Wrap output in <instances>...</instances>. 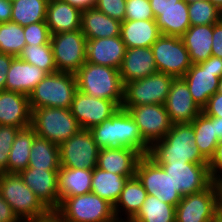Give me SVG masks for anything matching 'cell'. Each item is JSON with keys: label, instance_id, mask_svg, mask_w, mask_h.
I'll list each match as a JSON object with an SVG mask.
<instances>
[{"label": "cell", "instance_id": "1", "mask_svg": "<svg viewBox=\"0 0 222 222\" xmlns=\"http://www.w3.org/2000/svg\"><path fill=\"white\" fill-rule=\"evenodd\" d=\"M148 156L157 164H208L197 148L191 123L173 124L163 139L150 146Z\"/></svg>", "mask_w": 222, "mask_h": 222}, {"label": "cell", "instance_id": "2", "mask_svg": "<svg viewBox=\"0 0 222 222\" xmlns=\"http://www.w3.org/2000/svg\"><path fill=\"white\" fill-rule=\"evenodd\" d=\"M89 131L99 148L128 147L142 155L149 153L150 146L143 140L134 119L122 108Z\"/></svg>", "mask_w": 222, "mask_h": 222}, {"label": "cell", "instance_id": "3", "mask_svg": "<svg viewBox=\"0 0 222 222\" xmlns=\"http://www.w3.org/2000/svg\"><path fill=\"white\" fill-rule=\"evenodd\" d=\"M75 77L80 92L94 98L112 100L122 106L124 84L118 69L85 62Z\"/></svg>", "mask_w": 222, "mask_h": 222}, {"label": "cell", "instance_id": "4", "mask_svg": "<svg viewBox=\"0 0 222 222\" xmlns=\"http://www.w3.org/2000/svg\"><path fill=\"white\" fill-rule=\"evenodd\" d=\"M0 195L22 222L40 220L52 213L17 173L0 174Z\"/></svg>", "mask_w": 222, "mask_h": 222}, {"label": "cell", "instance_id": "5", "mask_svg": "<svg viewBox=\"0 0 222 222\" xmlns=\"http://www.w3.org/2000/svg\"><path fill=\"white\" fill-rule=\"evenodd\" d=\"M75 74L55 72L48 74L29 94L31 111L42 107L70 109L77 91Z\"/></svg>", "mask_w": 222, "mask_h": 222}, {"label": "cell", "instance_id": "6", "mask_svg": "<svg viewBox=\"0 0 222 222\" xmlns=\"http://www.w3.org/2000/svg\"><path fill=\"white\" fill-rule=\"evenodd\" d=\"M31 126L37 136L60 146L81 128L70 109L42 107L32 110Z\"/></svg>", "mask_w": 222, "mask_h": 222}, {"label": "cell", "instance_id": "7", "mask_svg": "<svg viewBox=\"0 0 222 222\" xmlns=\"http://www.w3.org/2000/svg\"><path fill=\"white\" fill-rule=\"evenodd\" d=\"M54 213L65 222H109L113 205L93 192L64 198Z\"/></svg>", "mask_w": 222, "mask_h": 222}, {"label": "cell", "instance_id": "8", "mask_svg": "<svg viewBox=\"0 0 222 222\" xmlns=\"http://www.w3.org/2000/svg\"><path fill=\"white\" fill-rule=\"evenodd\" d=\"M222 77V58L210 56L206 61L192 64L182 79L186 82L194 102L202 110L218 91Z\"/></svg>", "mask_w": 222, "mask_h": 222}, {"label": "cell", "instance_id": "9", "mask_svg": "<svg viewBox=\"0 0 222 222\" xmlns=\"http://www.w3.org/2000/svg\"><path fill=\"white\" fill-rule=\"evenodd\" d=\"M173 80V76L157 72L148 77L126 83L121 107L148 104L164 105Z\"/></svg>", "mask_w": 222, "mask_h": 222}, {"label": "cell", "instance_id": "10", "mask_svg": "<svg viewBox=\"0 0 222 222\" xmlns=\"http://www.w3.org/2000/svg\"><path fill=\"white\" fill-rule=\"evenodd\" d=\"M50 43L58 72L75 74L86 62L87 38L80 29L53 34Z\"/></svg>", "mask_w": 222, "mask_h": 222}, {"label": "cell", "instance_id": "11", "mask_svg": "<svg viewBox=\"0 0 222 222\" xmlns=\"http://www.w3.org/2000/svg\"><path fill=\"white\" fill-rule=\"evenodd\" d=\"M158 72L182 78L192 63L179 36L161 35L151 46Z\"/></svg>", "mask_w": 222, "mask_h": 222}, {"label": "cell", "instance_id": "12", "mask_svg": "<svg viewBox=\"0 0 222 222\" xmlns=\"http://www.w3.org/2000/svg\"><path fill=\"white\" fill-rule=\"evenodd\" d=\"M99 151L90 131L80 129L59 146L60 167L93 170Z\"/></svg>", "mask_w": 222, "mask_h": 222}, {"label": "cell", "instance_id": "13", "mask_svg": "<svg viewBox=\"0 0 222 222\" xmlns=\"http://www.w3.org/2000/svg\"><path fill=\"white\" fill-rule=\"evenodd\" d=\"M135 175L148 195L174 207L181 201L182 196L174 189L169 175L148 155H143L139 160Z\"/></svg>", "mask_w": 222, "mask_h": 222}, {"label": "cell", "instance_id": "14", "mask_svg": "<svg viewBox=\"0 0 222 222\" xmlns=\"http://www.w3.org/2000/svg\"><path fill=\"white\" fill-rule=\"evenodd\" d=\"M121 108L127 110L134 119L143 140L149 146L163 139L173 125L164 105L148 104Z\"/></svg>", "mask_w": 222, "mask_h": 222}, {"label": "cell", "instance_id": "15", "mask_svg": "<svg viewBox=\"0 0 222 222\" xmlns=\"http://www.w3.org/2000/svg\"><path fill=\"white\" fill-rule=\"evenodd\" d=\"M159 165L169 175L174 189L182 197L203 191L213 183L208 164L190 162Z\"/></svg>", "mask_w": 222, "mask_h": 222}, {"label": "cell", "instance_id": "16", "mask_svg": "<svg viewBox=\"0 0 222 222\" xmlns=\"http://www.w3.org/2000/svg\"><path fill=\"white\" fill-rule=\"evenodd\" d=\"M120 108L115 101L94 98L77 90L70 110L80 128L89 130L110 119Z\"/></svg>", "mask_w": 222, "mask_h": 222}, {"label": "cell", "instance_id": "17", "mask_svg": "<svg viewBox=\"0 0 222 222\" xmlns=\"http://www.w3.org/2000/svg\"><path fill=\"white\" fill-rule=\"evenodd\" d=\"M217 211L213 183L203 191L185 195L176 206L175 222H210Z\"/></svg>", "mask_w": 222, "mask_h": 222}, {"label": "cell", "instance_id": "18", "mask_svg": "<svg viewBox=\"0 0 222 222\" xmlns=\"http://www.w3.org/2000/svg\"><path fill=\"white\" fill-rule=\"evenodd\" d=\"M59 169H34L27 167L18 174L42 203L54 212L59 207Z\"/></svg>", "mask_w": 222, "mask_h": 222}, {"label": "cell", "instance_id": "19", "mask_svg": "<svg viewBox=\"0 0 222 222\" xmlns=\"http://www.w3.org/2000/svg\"><path fill=\"white\" fill-rule=\"evenodd\" d=\"M164 106L173 124L191 123L202 112L182 78L172 81Z\"/></svg>", "mask_w": 222, "mask_h": 222}, {"label": "cell", "instance_id": "20", "mask_svg": "<svg viewBox=\"0 0 222 222\" xmlns=\"http://www.w3.org/2000/svg\"><path fill=\"white\" fill-rule=\"evenodd\" d=\"M142 156L139 151L128 147L100 148L96 167L124 177H134Z\"/></svg>", "mask_w": 222, "mask_h": 222}, {"label": "cell", "instance_id": "21", "mask_svg": "<svg viewBox=\"0 0 222 222\" xmlns=\"http://www.w3.org/2000/svg\"><path fill=\"white\" fill-rule=\"evenodd\" d=\"M126 46L121 36L87 39L86 62L120 69Z\"/></svg>", "mask_w": 222, "mask_h": 222}, {"label": "cell", "instance_id": "22", "mask_svg": "<svg viewBox=\"0 0 222 222\" xmlns=\"http://www.w3.org/2000/svg\"><path fill=\"white\" fill-rule=\"evenodd\" d=\"M29 96L12 91H0V125L18 127L31 125Z\"/></svg>", "mask_w": 222, "mask_h": 222}, {"label": "cell", "instance_id": "23", "mask_svg": "<svg viewBox=\"0 0 222 222\" xmlns=\"http://www.w3.org/2000/svg\"><path fill=\"white\" fill-rule=\"evenodd\" d=\"M157 72L151 47L126 48L125 56L119 69L121 81L124 85Z\"/></svg>", "mask_w": 222, "mask_h": 222}, {"label": "cell", "instance_id": "24", "mask_svg": "<svg viewBox=\"0 0 222 222\" xmlns=\"http://www.w3.org/2000/svg\"><path fill=\"white\" fill-rule=\"evenodd\" d=\"M48 73L35 65L14 57L7 72L5 90L29 96Z\"/></svg>", "mask_w": 222, "mask_h": 222}, {"label": "cell", "instance_id": "25", "mask_svg": "<svg viewBox=\"0 0 222 222\" xmlns=\"http://www.w3.org/2000/svg\"><path fill=\"white\" fill-rule=\"evenodd\" d=\"M82 11L62 0H49L46 12V24L50 34L80 29Z\"/></svg>", "mask_w": 222, "mask_h": 222}, {"label": "cell", "instance_id": "26", "mask_svg": "<svg viewBox=\"0 0 222 222\" xmlns=\"http://www.w3.org/2000/svg\"><path fill=\"white\" fill-rule=\"evenodd\" d=\"M122 22L93 7L82 11L80 30L87 39L121 36Z\"/></svg>", "mask_w": 222, "mask_h": 222}, {"label": "cell", "instance_id": "27", "mask_svg": "<svg viewBox=\"0 0 222 222\" xmlns=\"http://www.w3.org/2000/svg\"><path fill=\"white\" fill-rule=\"evenodd\" d=\"M160 36L155 20H124L121 24L126 48L151 47Z\"/></svg>", "mask_w": 222, "mask_h": 222}, {"label": "cell", "instance_id": "28", "mask_svg": "<svg viewBox=\"0 0 222 222\" xmlns=\"http://www.w3.org/2000/svg\"><path fill=\"white\" fill-rule=\"evenodd\" d=\"M213 24L190 26L181 36L192 64L206 61L212 56Z\"/></svg>", "mask_w": 222, "mask_h": 222}, {"label": "cell", "instance_id": "29", "mask_svg": "<svg viewBox=\"0 0 222 222\" xmlns=\"http://www.w3.org/2000/svg\"><path fill=\"white\" fill-rule=\"evenodd\" d=\"M147 195L145 188L136 175L128 178L119 199L113 206L115 218L131 220L140 210Z\"/></svg>", "mask_w": 222, "mask_h": 222}, {"label": "cell", "instance_id": "30", "mask_svg": "<svg viewBox=\"0 0 222 222\" xmlns=\"http://www.w3.org/2000/svg\"><path fill=\"white\" fill-rule=\"evenodd\" d=\"M93 170L60 167L58 171L59 205L64 198L91 192Z\"/></svg>", "mask_w": 222, "mask_h": 222}, {"label": "cell", "instance_id": "31", "mask_svg": "<svg viewBox=\"0 0 222 222\" xmlns=\"http://www.w3.org/2000/svg\"><path fill=\"white\" fill-rule=\"evenodd\" d=\"M155 22L161 35L181 37L191 26L188 4L184 0L176 2V6L159 11Z\"/></svg>", "mask_w": 222, "mask_h": 222}, {"label": "cell", "instance_id": "32", "mask_svg": "<svg viewBox=\"0 0 222 222\" xmlns=\"http://www.w3.org/2000/svg\"><path fill=\"white\" fill-rule=\"evenodd\" d=\"M128 178L131 177H124L96 167L92 173L91 192L114 206Z\"/></svg>", "mask_w": 222, "mask_h": 222}, {"label": "cell", "instance_id": "33", "mask_svg": "<svg viewBox=\"0 0 222 222\" xmlns=\"http://www.w3.org/2000/svg\"><path fill=\"white\" fill-rule=\"evenodd\" d=\"M36 136L35 130L31 125L19 129L9 153L7 173L18 174L28 167L31 146Z\"/></svg>", "mask_w": 222, "mask_h": 222}, {"label": "cell", "instance_id": "34", "mask_svg": "<svg viewBox=\"0 0 222 222\" xmlns=\"http://www.w3.org/2000/svg\"><path fill=\"white\" fill-rule=\"evenodd\" d=\"M195 142L201 155L209 162L220 142L215 134V117L201 112L192 122Z\"/></svg>", "mask_w": 222, "mask_h": 222}, {"label": "cell", "instance_id": "35", "mask_svg": "<svg viewBox=\"0 0 222 222\" xmlns=\"http://www.w3.org/2000/svg\"><path fill=\"white\" fill-rule=\"evenodd\" d=\"M28 167L34 169H60L59 146L36 136L31 146Z\"/></svg>", "mask_w": 222, "mask_h": 222}, {"label": "cell", "instance_id": "36", "mask_svg": "<svg viewBox=\"0 0 222 222\" xmlns=\"http://www.w3.org/2000/svg\"><path fill=\"white\" fill-rule=\"evenodd\" d=\"M49 0H16L12 2L11 21L24 27L33 23L46 22Z\"/></svg>", "mask_w": 222, "mask_h": 222}, {"label": "cell", "instance_id": "37", "mask_svg": "<svg viewBox=\"0 0 222 222\" xmlns=\"http://www.w3.org/2000/svg\"><path fill=\"white\" fill-rule=\"evenodd\" d=\"M176 207L147 195L145 202L130 222H175Z\"/></svg>", "mask_w": 222, "mask_h": 222}, {"label": "cell", "instance_id": "38", "mask_svg": "<svg viewBox=\"0 0 222 222\" xmlns=\"http://www.w3.org/2000/svg\"><path fill=\"white\" fill-rule=\"evenodd\" d=\"M25 46L22 26L12 21L0 23V53L17 57Z\"/></svg>", "mask_w": 222, "mask_h": 222}, {"label": "cell", "instance_id": "39", "mask_svg": "<svg viewBox=\"0 0 222 222\" xmlns=\"http://www.w3.org/2000/svg\"><path fill=\"white\" fill-rule=\"evenodd\" d=\"M31 65H35L48 74L57 72L51 43L26 45L18 56Z\"/></svg>", "mask_w": 222, "mask_h": 222}, {"label": "cell", "instance_id": "40", "mask_svg": "<svg viewBox=\"0 0 222 222\" xmlns=\"http://www.w3.org/2000/svg\"><path fill=\"white\" fill-rule=\"evenodd\" d=\"M188 13L191 26L215 24L222 19L221 10L210 0H197L189 3Z\"/></svg>", "mask_w": 222, "mask_h": 222}, {"label": "cell", "instance_id": "41", "mask_svg": "<svg viewBox=\"0 0 222 222\" xmlns=\"http://www.w3.org/2000/svg\"><path fill=\"white\" fill-rule=\"evenodd\" d=\"M20 128L0 125V174L7 173L9 153Z\"/></svg>", "mask_w": 222, "mask_h": 222}, {"label": "cell", "instance_id": "42", "mask_svg": "<svg viewBox=\"0 0 222 222\" xmlns=\"http://www.w3.org/2000/svg\"><path fill=\"white\" fill-rule=\"evenodd\" d=\"M124 20H155L150 0H126Z\"/></svg>", "mask_w": 222, "mask_h": 222}, {"label": "cell", "instance_id": "43", "mask_svg": "<svg viewBox=\"0 0 222 222\" xmlns=\"http://www.w3.org/2000/svg\"><path fill=\"white\" fill-rule=\"evenodd\" d=\"M23 31L26 45H43L50 42L51 34L46 22L24 26Z\"/></svg>", "mask_w": 222, "mask_h": 222}, {"label": "cell", "instance_id": "44", "mask_svg": "<svg viewBox=\"0 0 222 222\" xmlns=\"http://www.w3.org/2000/svg\"><path fill=\"white\" fill-rule=\"evenodd\" d=\"M126 0H96L95 8L121 22L125 17Z\"/></svg>", "mask_w": 222, "mask_h": 222}, {"label": "cell", "instance_id": "45", "mask_svg": "<svg viewBox=\"0 0 222 222\" xmlns=\"http://www.w3.org/2000/svg\"><path fill=\"white\" fill-rule=\"evenodd\" d=\"M206 116L222 118V93L216 92L211 96L207 105L202 109Z\"/></svg>", "mask_w": 222, "mask_h": 222}, {"label": "cell", "instance_id": "46", "mask_svg": "<svg viewBox=\"0 0 222 222\" xmlns=\"http://www.w3.org/2000/svg\"><path fill=\"white\" fill-rule=\"evenodd\" d=\"M212 55L222 58V19L213 24Z\"/></svg>", "mask_w": 222, "mask_h": 222}, {"label": "cell", "instance_id": "47", "mask_svg": "<svg viewBox=\"0 0 222 222\" xmlns=\"http://www.w3.org/2000/svg\"><path fill=\"white\" fill-rule=\"evenodd\" d=\"M212 179L222 170V141L216 146L213 157L208 162Z\"/></svg>", "mask_w": 222, "mask_h": 222}, {"label": "cell", "instance_id": "48", "mask_svg": "<svg viewBox=\"0 0 222 222\" xmlns=\"http://www.w3.org/2000/svg\"><path fill=\"white\" fill-rule=\"evenodd\" d=\"M0 222H22L8 202L0 195Z\"/></svg>", "mask_w": 222, "mask_h": 222}, {"label": "cell", "instance_id": "49", "mask_svg": "<svg viewBox=\"0 0 222 222\" xmlns=\"http://www.w3.org/2000/svg\"><path fill=\"white\" fill-rule=\"evenodd\" d=\"M14 57L10 54L0 53V91L5 90L7 72Z\"/></svg>", "mask_w": 222, "mask_h": 222}, {"label": "cell", "instance_id": "50", "mask_svg": "<svg viewBox=\"0 0 222 222\" xmlns=\"http://www.w3.org/2000/svg\"><path fill=\"white\" fill-rule=\"evenodd\" d=\"M179 1L180 0H150L154 17L156 18L157 16H159V11L176 6V2Z\"/></svg>", "mask_w": 222, "mask_h": 222}, {"label": "cell", "instance_id": "51", "mask_svg": "<svg viewBox=\"0 0 222 222\" xmlns=\"http://www.w3.org/2000/svg\"><path fill=\"white\" fill-rule=\"evenodd\" d=\"M12 2L0 0V23L11 21Z\"/></svg>", "mask_w": 222, "mask_h": 222}, {"label": "cell", "instance_id": "52", "mask_svg": "<svg viewBox=\"0 0 222 222\" xmlns=\"http://www.w3.org/2000/svg\"><path fill=\"white\" fill-rule=\"evenodd\" d=\"M70 5L78 8L81 11L95 7L96 0H62Z\"/></svg>", "mask_w": 222, "mask_h": 222}, {"label": "cell", "instance_id": "53", "mask_svg": "<svg viewBox=\"0 0 222 222\" xmlns=\"http://www.w3.org/2000/svg\"><path fill=\"white\" fill-rule=\"evenodd\" d=\"M215 134L219 141H222V118L215 117Z\"/></svg>", "mask_w": 222, "mask_h": 222}, {"label": "cell", "instance_id": "54", "mask_svg": "<svg viewBox=\"0 0 222 222\" xmlns=\"http://www.w3.org/2000/svg\"><path fill=\"white\" fill-rule=\"evenodd\" d=\"M31 222H63L54 212H52L48 217L40 219V220H35Z\"/></svg>", "mask_w": 222, "mask_h": 222}, {"label": "cell", "instance_id": "55", "mask_svg": "<svg viewBox=\"0 0 222 222\" xmlns=\"http://www.w3.org/2000/svg\"><path fill=\"white\" fill-rule=\"evenodd\" d=\"M217 212H222V188H215Z\"/></svg>", "mask_w": 222, "mask_h": 222}, {"label": "cell", "instance_id": "56", "mask_svg": "<svg viewBox=\"0 0 222 222\" xmlns=\"http://www.w3.org/2000/svg\"><path fill=\"white\" fill-rule=\"evenodd\" d=\"M214 188H222V170L213 178Z\"/></svg>", "mask_w": 222, "mask_h": 222}, {"label": "cell", "instance_id": "57", "mask_svg": "<svg viewBox=\"0 0 222 222\" xmlns=\"http://www.w3.org/2000/svg\"><path fill=\"white\" fill-rule=\"evenodd\" d=\"M210 222H222V212H217Z\"/></svg>", "mask_w": 222, "mask_h": 222}, {"label": "cell", "instance_id": "58", "mask_svg": "<svg viewBox=\"0 0 222 222\" xmlns=\"http://www.w3.org/2000/svg\"><path fill=\"white\" fill-rule=\"evenodd\" d=\"M219 10L222 11V0H210Z\"/></svg>", "mask_w": 222, "mask_h": 222}, {"label": "cell", "instance_id": "59", "mask_svg": "<svg viewBox=\"0 0 222 222\" xmlns=\"http://www.w3.org/2000/svg\"><path fill=\"white\" fill-rule=\"evenodd\" d=\"M109 222H130V220L114 218L113 220H111Z\"/></svg>", "mask_w": 222, "mask_h": 222}, {"label": "cell", "instance_id": "60", "mask_svg": "<svg viewBox=\"0 0 222 222\" xmlns=\"http://www.w3.org/2000/svg\"><path fill=\"white\" fill-rule=\"evenodd\" d=\"M218 92L222 93V77H221L220 80H219Z\"/></svg>", "mask_w": 222, "mask_h": 222}, {"label": "cell", "instance_id": "61", "mask_svg": "<svg viewBox=\"0 0 222 222\" xmlns=\"http://www.w3.org/2000/svg\"><path fill=\"white\" fill-rule=\"evenodd\" d=\"M187 4H189V3H192V2H195V1H197V0H184Z\"/></svg>", "mask_w": 222, "mask_h": 222}]
</instances>
